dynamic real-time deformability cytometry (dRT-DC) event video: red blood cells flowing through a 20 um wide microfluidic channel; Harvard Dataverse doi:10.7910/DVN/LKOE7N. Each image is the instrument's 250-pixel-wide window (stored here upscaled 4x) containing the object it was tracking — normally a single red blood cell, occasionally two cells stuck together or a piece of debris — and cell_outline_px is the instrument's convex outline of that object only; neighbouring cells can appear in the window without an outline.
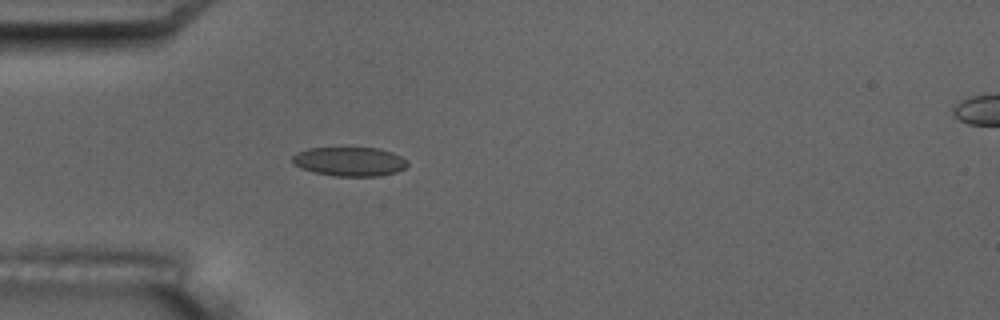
{"species": "common noctule bat (a hibernating species)", "species_latin": "Nyctalus noctula", "temperature_condition": "room temperature", "stored_images_in_passage": 5, "segment_of_instrument_passage": [1, 2], "camera_frame_rate_fps": 3000, "um_per_image_px": 0.085, "animal": {"sex": "male", "body_mass_g": 17.5, "forearm_length_mm": 52.3}, "frame": {"image": 1, "passage_image": 4, "time_ms": 3.667, "image_size_px": [1000, 320], "cell_outline_px": [[408, 164], [404, 168], [396, 172], [380, 176], [336, 176], [316, 172], [300, 168], [292, 164], [292, 156], [296, 152], [308, 148], [376, 148], [392, 152], [408, 160]], "centroid_in_image_um": [29.7, 13.73], "position_along_channel_um": 55.3, "area_um2": 19.54}}